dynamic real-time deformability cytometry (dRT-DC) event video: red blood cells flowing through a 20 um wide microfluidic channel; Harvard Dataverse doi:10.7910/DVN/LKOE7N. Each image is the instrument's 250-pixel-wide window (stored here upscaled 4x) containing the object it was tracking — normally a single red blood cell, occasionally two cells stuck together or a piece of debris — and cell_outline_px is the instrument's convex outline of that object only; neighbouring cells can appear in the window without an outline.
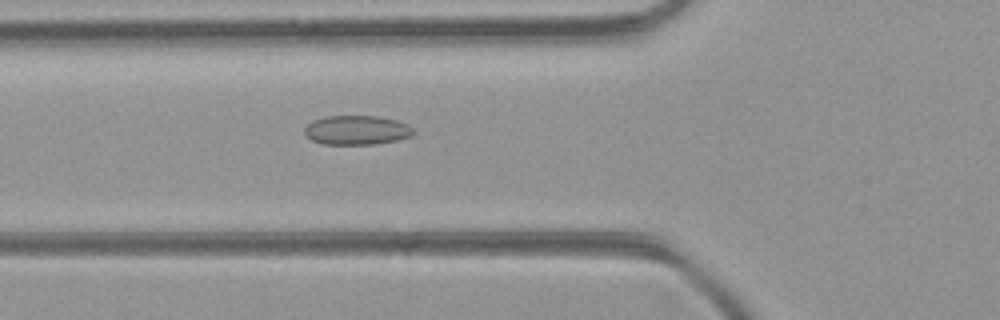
{"species": "common noctule bat (a hibernating species)", "species_latin": "Nyctalus noctula", "temperature_condition": "room temperature", "stored_images_in_passage": 39, "camera_frame_rate_fps": 3000, "um_per_image_px": 0.085, "animal": {"sex": "female", "body_mass_g": 21.9}, "frame": {"image": 1, "passage_image": 10, "time_ms": 3.0, "image_size_px": [1000, 320], "cell_outline_px": [[416, 132], [412, 136], [396, 140], [376, 144], [324, 144], [312, 140], [304, 132], [304, 128], [312, 120], [324, 116], [376, 116], [396, 120], [408, 124]], "centroid_in_image_um": [30.33, 11.05], "position_along_channel_um": 95.5, "area_um2": 18.61}}
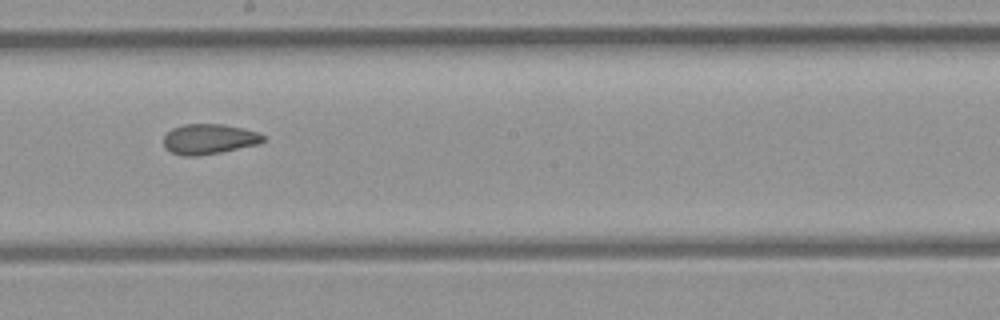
{"frame": {"image": 2, "passage_image": 19, "time_ms": 6.0, "image_size_px": [1000, 320], "cell_outline_px": [[264, 140], [260, 144], [200, 156], [184, 156], [172, 152], [164, 148], [164, 136], [172, 128], [184, 124], [224, 124], [244, 128], [256, 132], [264, 136]], "centroid_in_image_um": [17.76, 11.82], "position_along_channel_um": 230.4, "area_um2": 17.57}}
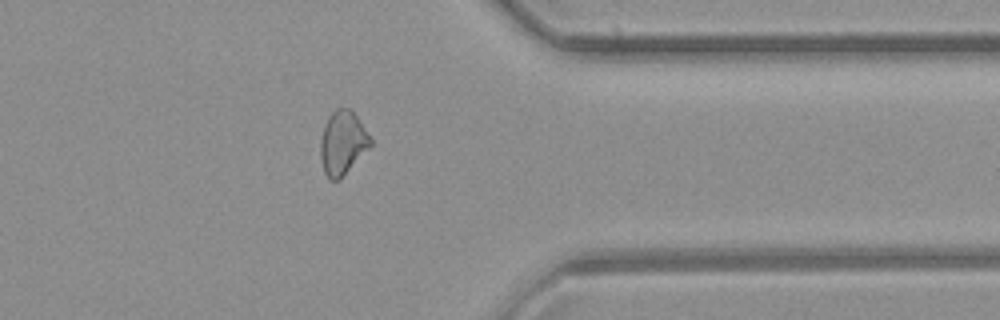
{"frame": {"image": 3, "passage_image": 30, "time_ms": 9.667, "image_size_px": [1000, 320], "cell_outline_px": [[372, 144], [340, 180], [332, 180], [324, 172], [320, 156], [320, 140], [324, 124], [328, 116], [336, 108], [348, 108], [356, 116], [372, 140]], "centroid_in_image_um": [29.1, 12.14], "position_along_channel_um": 382.3, "area_um2": 18.38}, "authors_computed_cell_mechanics": {"area_um2": 18.4382, "velocity_mm_per_s": 4.4745, "shape_relaxation_time_tau1_ms": null, "shape_relaxation_time_tau2_ms": 1.9575, "deformation_change_tau1": null, "deformation_change_tau2": 0.0797}}